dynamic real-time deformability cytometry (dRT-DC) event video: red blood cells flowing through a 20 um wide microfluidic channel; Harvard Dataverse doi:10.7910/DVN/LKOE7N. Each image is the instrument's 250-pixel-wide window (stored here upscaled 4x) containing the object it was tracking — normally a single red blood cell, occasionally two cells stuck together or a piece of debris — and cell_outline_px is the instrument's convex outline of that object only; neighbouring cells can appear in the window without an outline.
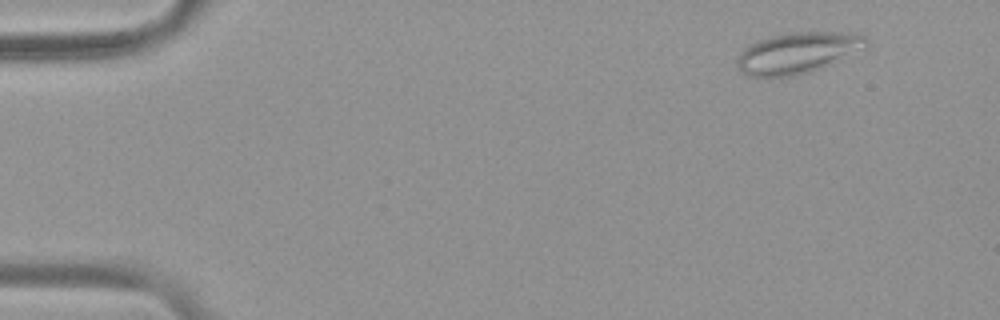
{"species": "common noctule bat (a hibernating species)", "species_latin": "Nyctalus noctula", "temperature_condition": "warm", "stored_images_in_passage": 51, "camera_frame_rate_fps": 3000, "um_per_image_px": 0.085, "animal": {"sex": "female", "body_mass_g": 19.9}, "frame": {"image": 1, "passage_image": 2, "time_ms": 0.333, "image_size_px": [1000, 320], "cell_outline_px": [[868, 48], [832, 64], [812, 72], [796, 76], [744, 76], [736, 68], [736, 60], [740, 52], [748, 44], [756, 40], [768, 36], [792, 32], [864, 32], [868, 40]], "centroid_in_image_um": [67.84, 4.48], "position_along_channel_um": 17.2, "area_um2": 31.96}}
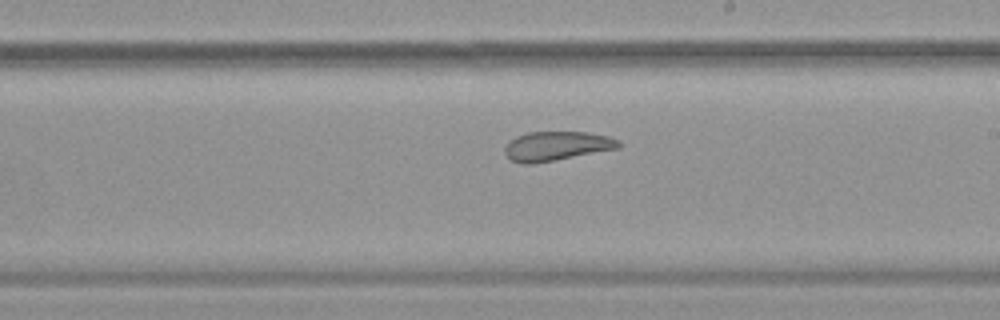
{"frame": {"image": 2, "passage_image": 29, "time_ms": 9.333, "image_size_px": [1000, 320], "cell_outline_px": [[624, 144], [620, 148], [532, 164], [524, 164], [512, 160], [504, 152], [504, 148], [516, 136], [528, 132], [588, 132], [608, 136], [620, 140]], "centroid_in_image_um": [47.37, 12.4], "position_along_channel_um": 241.6, "area_um2": 19.36}}
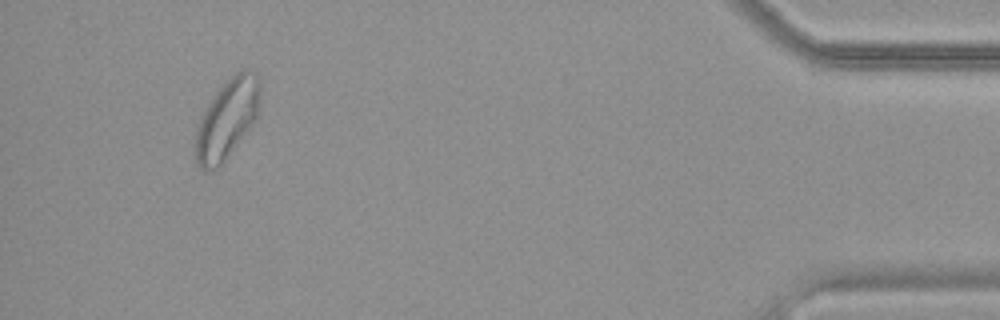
{"frame": {"image": 3, "passage_image": 48, "time_ms": 15.667, "image_size_px": [1000, 320], "cell_outline_px": [[260, 92], [256, 120], [224, 160], [216, 168], [204, 172], [196, 164], [196, 128], [200, 116], [212, 96], [236, 72], [244, 68], [248, 68], [256, 72], [260, 80]], "centroid_in_image_um": [19.3, 10.08], "position_along_channel_um": 415.9, "area_um2": 29.82}, "authors_computed_cell_mechanics": {"area_um2": 26.877, "velocity_mm_per_s": 3.7445, "shape_relaxation_time_tau1_ms": null, "shape_relaxation_time_tau2_ms": 2.0106, "deformation_change_tau1": null, "deformation_change_tau2": 0.0925}}